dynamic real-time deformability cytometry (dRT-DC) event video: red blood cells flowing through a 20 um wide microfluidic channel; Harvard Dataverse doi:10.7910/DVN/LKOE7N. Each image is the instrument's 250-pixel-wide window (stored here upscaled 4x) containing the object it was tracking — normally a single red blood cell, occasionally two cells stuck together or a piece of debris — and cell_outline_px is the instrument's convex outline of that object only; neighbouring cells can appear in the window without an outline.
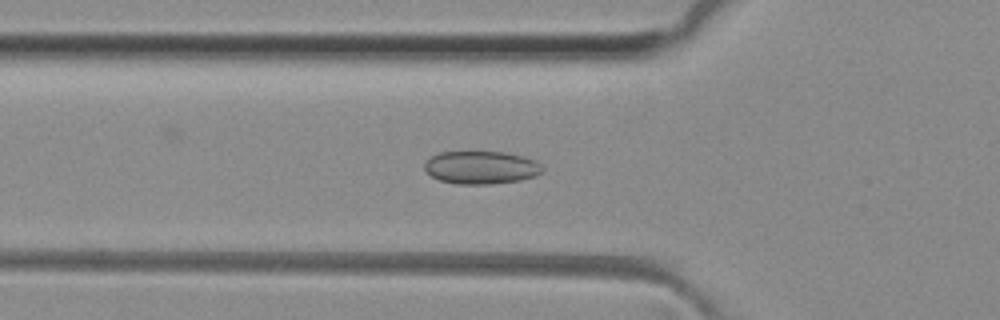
{"species": "common noctule bat (a hibernating species)", "species_latin": "Nyctalus noctula", "temperature_condition": "room temperature", "stored_images_in_passage": 44, "camera_frame_rate_fps": 3000, "um_per_image_px": 0.085, "animal": {"sex": "female", "body_mass_g": 29.2, "forearm_length_mm": 56.3}, "frame": {"image": 1, "passage_image": 14, "time_ms": 4.333, "image_size_px": [1000, 320], "cell_outline_px": [[544, 172], [536, 176], [520, 180], [492, 184], [456, 184], [440, 180], [432, 176], [424, 168], [424, 164], [432, 156], [440, 152], [504, 152], [524, 156], [536, 160], [544, 168]], "centroid_in_image_um": [40.95, 14.24], "position_along_channel_um": 84.8, "area_um2": 22.72}}
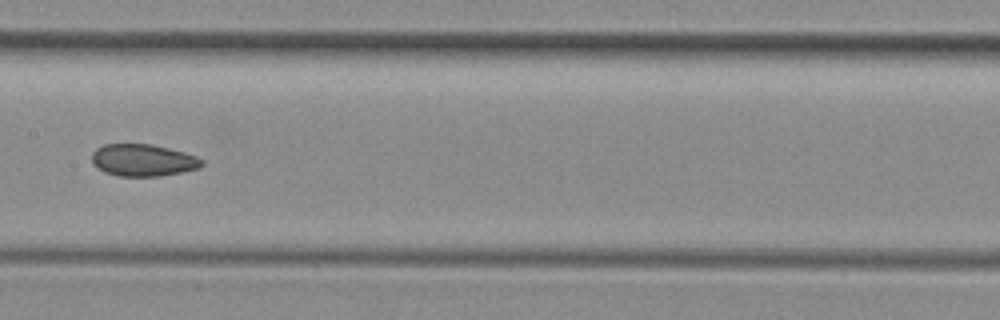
{"frame": {"image": 2, "passage_image": 22, "time_ms": 7.0, "image_size_px": [1000, 320], "cell_outline_px": [[204, 164], [200, 168], [160, 176], [116, 176], [104, 172], [92, 164], [92, 152], [96, 148], [104, 144], [148, 144], [168, 148], [184, 152], [196, 156], [204, 160]], "centroid_in_image_um": [12.14, 13.62], "position_along_channel_um": 195.3, "area_um2": 20.63}}
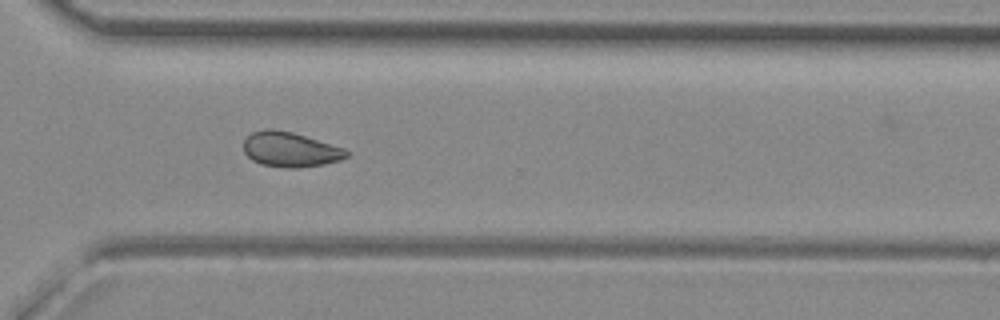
{"frame": {"image": 3, "passage_image": 33, "time_ms": 10.667, "image_size_px": [1000, 320], "cell_outline_px": [[348, 156], [340, 160], [324, 164], [296, 168], [284, 168], [260, 164], [252, 160], [244, 152], [244, 140], [252, 132], [264, 128], [272, 128], [292, 132], [344, 148], [348, 152]], "centroid_in_image_um": [24.64, 12.71], "position_along_channel_um": 346.0, "area_um2": 20.92}, "authors_computed_cell_mechanics": {"area_um2": 22.4264, "velocity_mm_per_s": 4.1221, "shape_relaxation_time_tau1_ms": null, "shape_relaxation_time_tau2_ms": 2.9793, "deformation_change_tau1": null, "deformation_change_tau2": 0.0677}}